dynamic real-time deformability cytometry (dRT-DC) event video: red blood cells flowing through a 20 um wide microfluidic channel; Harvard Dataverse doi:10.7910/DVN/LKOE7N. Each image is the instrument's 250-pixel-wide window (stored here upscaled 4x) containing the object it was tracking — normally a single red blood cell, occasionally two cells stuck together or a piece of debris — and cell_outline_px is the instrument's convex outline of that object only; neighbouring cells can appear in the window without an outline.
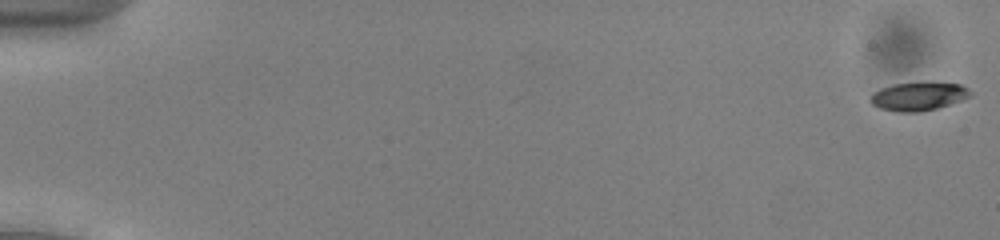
{"species": "common noctule bat (a hibernating species)", "species_latin": "Nyctalus noctula", "temperature_condition": "cold", "stored_images_in_passage": 18, "camera_frame_rate_fps": 3000, "um_per_image_px": 0.085, "animal": {"sex": "male", "body_mass_g": 13.0, "forearm_length_mm": 53.1}, "frame": {"image": 1, "passage_image": 1, "time_ms": 0.0, "image_size_px": [1000, 240], "cell_outline_px": [[972, 96], [936, 108], [920, 112], [896, 112], [880, 108], [872, 104], [868, 100], [880, 88], [896, 84], [960, 84], [968, 88], [972, 92]], "centroid_in_image_um": [78.05, 8.22], "position_along_channel_um": 6.9, "area_um2": 15.95}}